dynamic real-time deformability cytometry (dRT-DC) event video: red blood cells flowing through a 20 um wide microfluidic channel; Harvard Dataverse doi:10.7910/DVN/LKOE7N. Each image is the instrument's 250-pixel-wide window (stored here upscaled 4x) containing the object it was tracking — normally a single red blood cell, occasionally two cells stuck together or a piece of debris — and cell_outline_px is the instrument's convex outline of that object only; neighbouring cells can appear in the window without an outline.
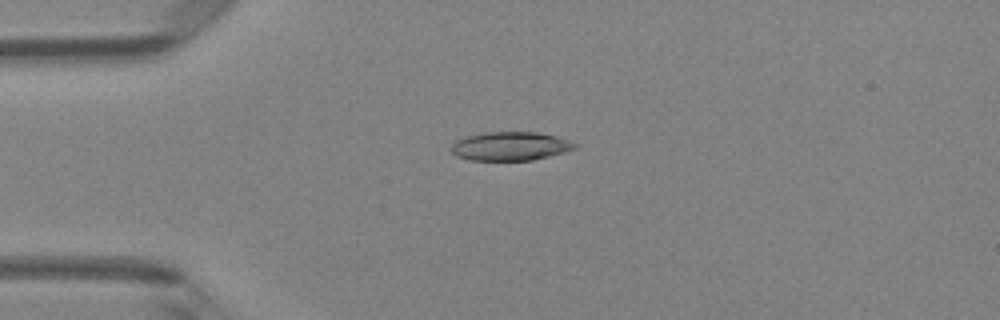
{"species": "Egyptian fruit bat (a non-hibernating species)", "species_latin": "Rousettus aegyptiacus", "temperature_condition": "room temperature", "stored_images_in_passage": 3, "camera_frame_rate_fps": 3000, "um_per_image_px": 0.085, "animal": {"sex": "female"}, "frame": {"image": 1, "passage_image": 2, "time_ms": 0.333, "image_size_px": [1000, 320], "cell_outline_px": [[580, 144], [576, 148], [564, 152], [532, 160], [472, 160], [456, 156], [452, 152], [452, 144], [456, 140], [468, 136], [484, 132], [536, 132], [556, 136]], "centroid_in_image_um": [43.4, 12.42], "position_along_channel_um": 41.6, "area_um2": 20.58}}